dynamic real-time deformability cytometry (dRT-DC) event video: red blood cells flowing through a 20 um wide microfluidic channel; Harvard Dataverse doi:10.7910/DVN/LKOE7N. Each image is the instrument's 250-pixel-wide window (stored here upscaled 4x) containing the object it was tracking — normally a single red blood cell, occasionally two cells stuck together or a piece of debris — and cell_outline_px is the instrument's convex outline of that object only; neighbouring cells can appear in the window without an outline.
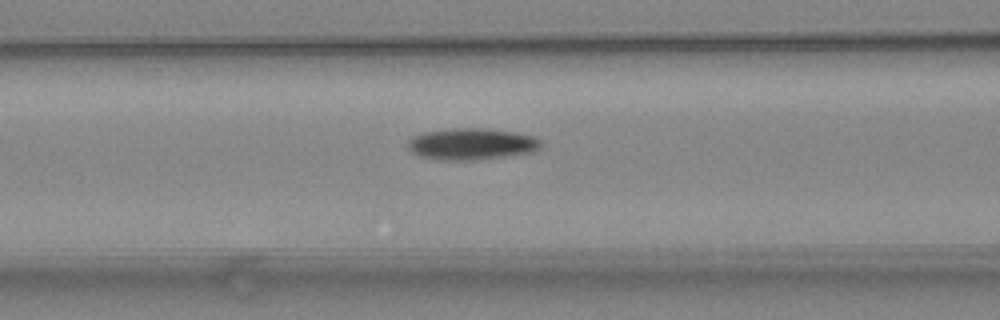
{"species": "common noctule bat (a hibernating species)", "species_latin": "Nyctalus noctula", "temperature_condition": "warm", "stored_images_in_passage": 4, "camera_frame_rate_fps": 3000, "um_per_image_px": 0.085, "animal": {"sex": "female", "body_mass_g": 24.6, "forearm_length_mm": 56.2}, "frame": {"image": 1, "passage_image": 4, "time_ms": 1.0, "image_size_px": [1000, 320], "cell_outline_px": [[540, 148], [536, 152], [476, 160], [440, 160], [420, 156], [412, 152], [408, 148], [408, 140], [412, 136], [420, 132], [452, 128], [488, 128], [516, 132], [536, 136], [540, 140]], "centroid_in_image_um": [40.09, 12.23], "position_along_channel_um": 126.5, "area_um2": 24.91}}